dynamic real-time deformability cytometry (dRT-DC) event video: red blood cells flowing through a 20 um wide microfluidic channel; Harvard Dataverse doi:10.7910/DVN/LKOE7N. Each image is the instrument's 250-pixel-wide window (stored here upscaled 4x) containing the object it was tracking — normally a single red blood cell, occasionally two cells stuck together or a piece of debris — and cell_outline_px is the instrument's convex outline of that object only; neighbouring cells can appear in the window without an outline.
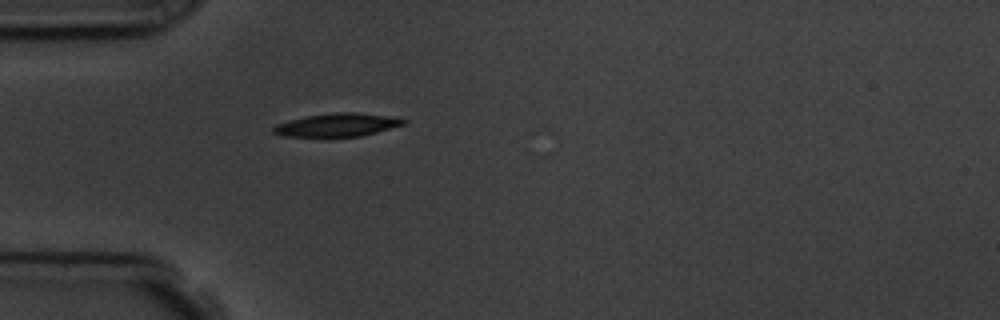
{"species": "common noctule bat (a hibernating species)", "species_latin": "Nyctalus noctula", "temperature_condition": "room temperature", "stored_images_in_passage": 1, "camera_frame_rate_fps": 3000, "um_per_image_px": 0.085, "animal": {"sex": "male", "body_mass_g": 19.5, "forearm_length_mm": 54.6}, "frame": {"image": 1, "passage_image": 1, "time_ms": 0.0, "image_size_px": [1000, 320], "cell_outline_px": [[408, 124], [360, 136], [284, 136], [272, 132], [272, 128], [276, 124], [308, 116], [336, 112], [356, 112], [388, 116], [408, 120]], "centroid_in_image_um": [28.72, 10.61], "position_along_channel_um": 56.3, "area_um2": 17.34}}